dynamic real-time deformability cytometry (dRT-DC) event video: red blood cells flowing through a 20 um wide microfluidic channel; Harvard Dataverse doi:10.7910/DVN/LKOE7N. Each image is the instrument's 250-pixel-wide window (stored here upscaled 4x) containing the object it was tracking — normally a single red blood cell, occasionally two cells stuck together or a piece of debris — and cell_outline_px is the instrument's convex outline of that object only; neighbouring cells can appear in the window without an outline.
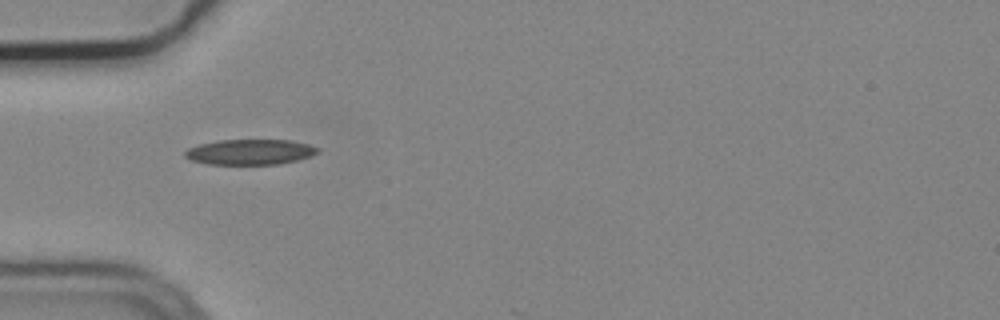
{"species": "common noctule bat (a hibernating species)", "species_latin": "Nyctalus noctula", "temperature_condition": "cold", "stored_images_in_passage": 2, "camera_frame_rate_fps": 3000, "um_per_image_px": 0.085, "animal": {"sex": "male", "body_mass_g": 19.2, "forearm_length_mm": 51.8}, "frame": {"image": 1, "passage_image": 1, "time_ms": 0.0, "image_size_px": [1000, 320], "cell_outline_px": [[320, 152], [312, 156], [280, 164], [208, 164], [192, 160], [184, 156], [184, 152], [188, 148], [200, 144], [220, 140], [288, 140], [308, 144], [320, 148]], "centroid_in_image_um": [21.28, 12.92], "position_along_channel_um": 63.7, "area_um2": 19.59}}
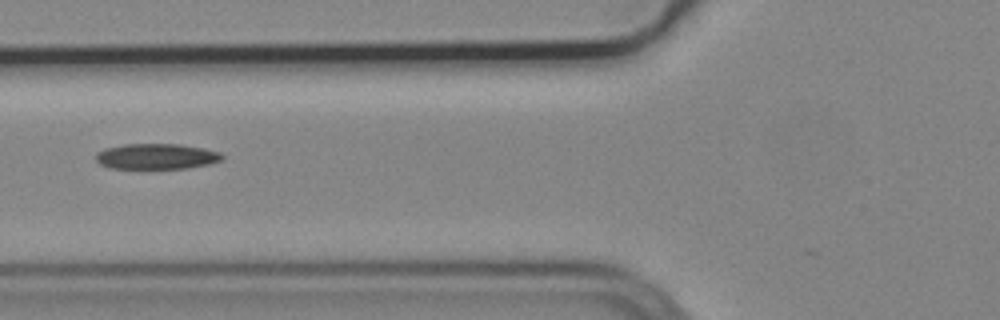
{"frame": {"image": 2, "passage_image": 2, "time_ms": 0.333, "image_size_px": [1000, 320], "cell_outline_px": [[224, 156], [220, 160], [208, 164], [188, 168], [108, 168], [100, 164], [96, 160], [96, 152], [104, 148], [124, 144], [180, 144], [204, 148], [220, 152]], "centroid_in_image_um": [13.27, 13.29], "position_along_channel_um": 112.5, "area_um2": 18.84}}